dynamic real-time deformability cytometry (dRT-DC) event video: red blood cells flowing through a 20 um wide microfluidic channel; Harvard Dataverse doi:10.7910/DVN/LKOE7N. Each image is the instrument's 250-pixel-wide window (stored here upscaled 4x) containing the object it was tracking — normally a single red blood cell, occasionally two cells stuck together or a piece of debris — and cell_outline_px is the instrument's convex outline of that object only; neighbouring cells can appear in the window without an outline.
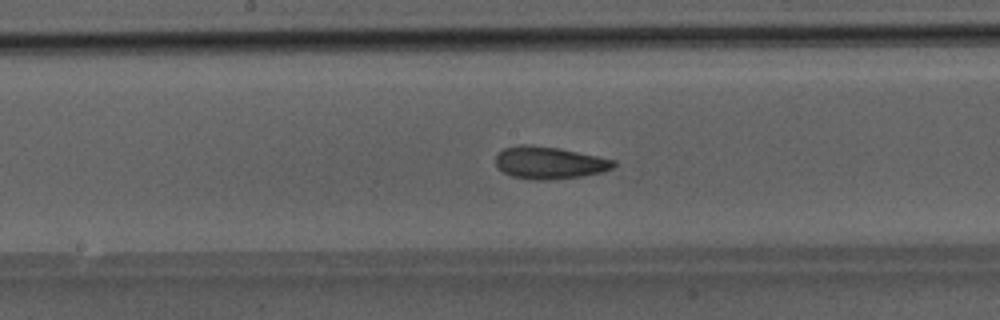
{"species": "Egyptian fruit bat (a non-hibernating species)", "species_latin": "Rousettus aegyptiacus", "temperature_condition": "room temperature", "stored_images_in_passage": 36, "segment_of_instrument_passage": [1, 2], "camera_frame_rate_fps": 3000, "um_per_image_px": 0.085, "animal": {"sex": "male"}, "frame": {"image": 1, "passage_image": 12, "time_ms": 3.667, "image_size_px": [1000, 320], "cell_outline_px": [[616, 164], [612, 168], [604, 172], [584, 176], [548, 180], [532, 180], [512, 176], [496, 168], [496, 152], [504, 148], [520, 144], [532, 144], [560, 148], [616, 160]], "centroid_in_image_um": [46.68, 13.83], "position_along_channel_um": 201.5, "area_um2": 22.6}}
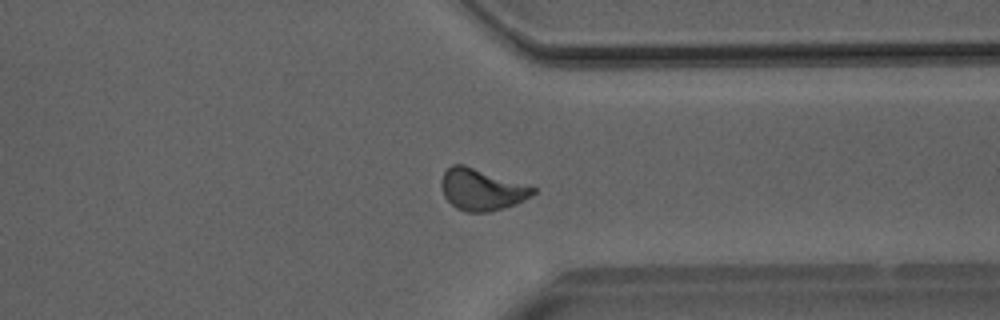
{"frame": {"image": 2, "passage_image": 24, "time_ms": 7.667, "image_size_px": [1000, 320], "cell_outline_px": [[536, 192], [524, 200], [516, 204], [504, 208], [488, 212], [464, 212], [456, 208], [444, 196], [440, 184], [440, 180], [444, 172], [452, 164], [464, 164], [536, 188]], "centroid_in_image_um": [40.91, 16.12], "position_along_channel_um": 370.5, "area_um2": 22.14}}
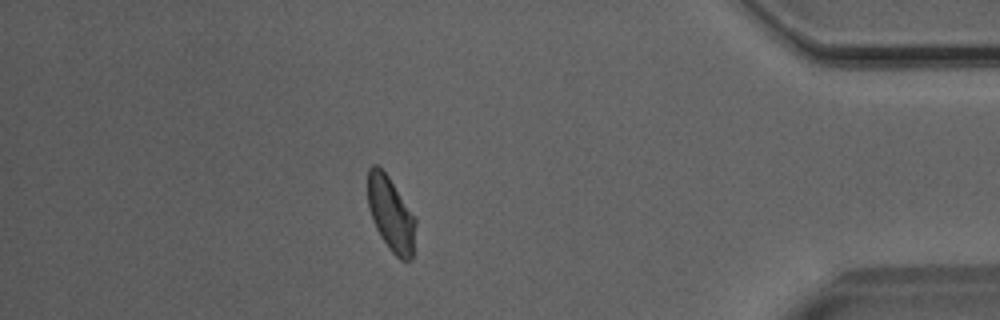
{"frame": {"image": 3, "passage_image": 29, "time_ms": 9.333, "image_size_px": [1000, 320], "cell_outline_px": [[416, 224], [412, 260], [400, 260], [388, 248], [380, 236], [372, 220], [368, 208], [368, 168], [372, 164], [376, 164], [388, 176], [416, 216]], "centroid_in_image_um": [33.23, 18.21], "position_along_channel_um": 402.0, "area_um2": 20.98}}